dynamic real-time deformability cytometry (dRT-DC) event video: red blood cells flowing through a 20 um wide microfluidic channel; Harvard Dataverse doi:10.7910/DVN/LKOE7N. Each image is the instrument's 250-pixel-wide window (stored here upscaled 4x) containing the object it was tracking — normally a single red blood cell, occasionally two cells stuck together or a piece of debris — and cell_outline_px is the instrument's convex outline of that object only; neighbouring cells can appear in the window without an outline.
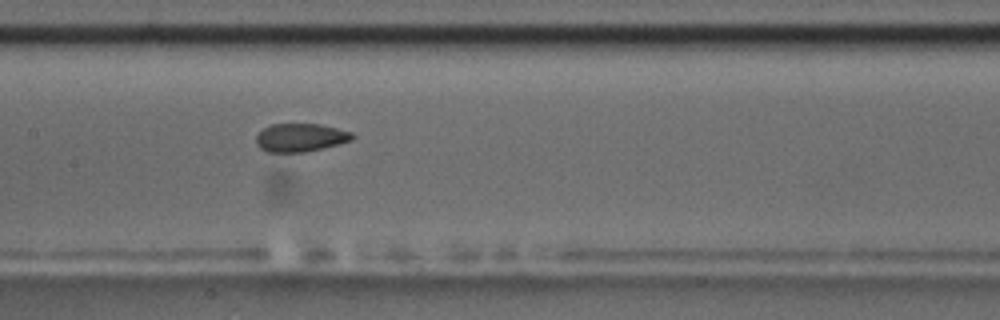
{"species": "common noctule bat (a hibernating species)", "species_latin": "Nyctalus noctula", "temperature_condition": "room temperature", "stored_images_in_passage": 4, "camera_frame_rate_fps": 3000, "um_per_image_px": 0.085, "animal": {"sex": "male", "body_mass_g": 17.5, "forearm_length_mm": 52.3}, "frame": {"image": 1, "passage_image": 4, "time_ms": 3.333, "image_size_px": [1000, 320], "cell_outline_px": [[356, 136], [352, 140], [340, 144], [304, 152], [268, 152], [260, 148], [256, 144], [256, 136], [264, 128], [272, 124], [320, 124], [352, 132]], "centroid_in_image_um": [25.56, 11.69], "position_along_channel_um": 181.8, "area_um2": 15.84}}